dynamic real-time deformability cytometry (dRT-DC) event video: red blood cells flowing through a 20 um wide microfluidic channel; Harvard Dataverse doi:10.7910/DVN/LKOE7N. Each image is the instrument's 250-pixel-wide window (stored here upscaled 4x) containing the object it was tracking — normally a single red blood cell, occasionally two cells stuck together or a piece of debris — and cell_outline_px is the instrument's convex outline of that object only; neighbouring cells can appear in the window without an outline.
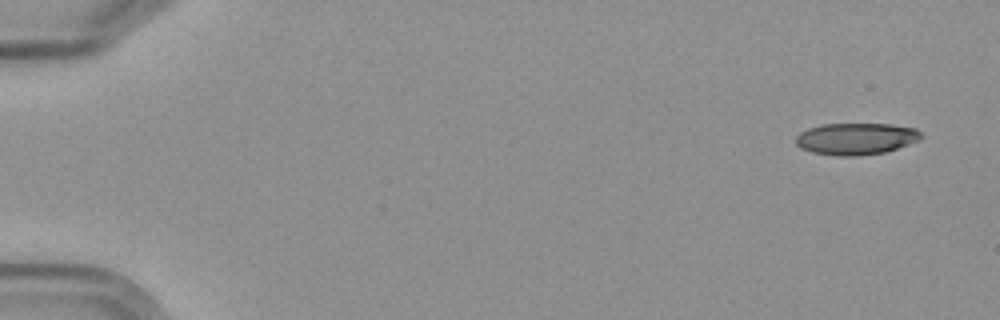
{"species": "Egyptian fruit bat (a non-hibernating species)", "species_latin": "Rousettus aegyptiacus", "temperature_condition": "cold", "stored_images_in_passage": 5, "camera_frame_rate_fps": 3000, "um_per_image_px": 0.085, "frame": {"image": 1, "passage_image": 1, "time_ms": 0.0, "image_size_px": [1000, 320], "cell_outline_px": [[924, 136], [920, 140], [884, 152], [860, 156], [840, 156], [812, 152], [800, 148], [796, 144], [796, 136], [800, 132], [808, 128], [820, 124], [888, 124], [916, 128]], "centroid_in_image_um": [72.75, 11.79], "position_along_channel_um": 12.2, "area_um2": 23.24}}